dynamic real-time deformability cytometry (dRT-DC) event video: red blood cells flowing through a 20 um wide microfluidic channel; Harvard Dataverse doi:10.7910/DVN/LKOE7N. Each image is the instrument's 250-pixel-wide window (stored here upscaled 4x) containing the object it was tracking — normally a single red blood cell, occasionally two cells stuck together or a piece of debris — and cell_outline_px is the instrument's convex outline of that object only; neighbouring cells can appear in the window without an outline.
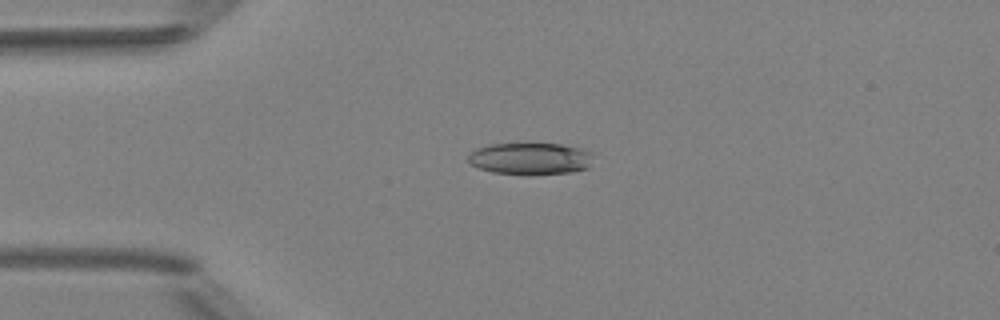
{"species": "Egyptian fruit bat (a non-hibernating species)", "species_latin": "Rousettus aegyptiacus", "temperature_condition": "room temperature", "stored_images_in_passage": 6, "camera_frame_rate_fps": 3000, "um_per_image_px": 0.085, "animal": {"sex": "female"}, "frame": {"image": 1, "passage_image": 3, "time_ms": 2.333, "image_size_px": [1000, 320], "cell_outline_px": [[592, 156], [588, 168], [572, 172], [528, 176], [492, 172], [480, 168], [472, 164], [468, 160], [468, 156], [476, 148], [488, 144], [560, 144], [580, 148], [592, 152]], "centroid_in_image_um": [45.08, 13.5], "position_along_channel_um": 39.9, "area_um2": 23.47}}
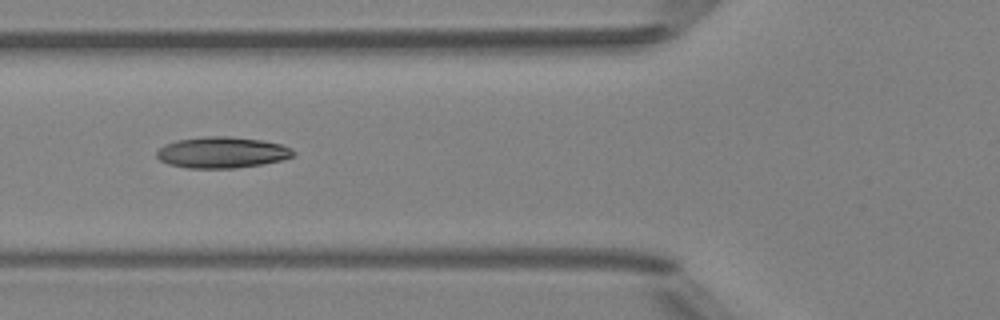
{"frame": {"image": 2, "passage_image": 5, "time_ms": 4.667, "image_size_px": [1000, 320], "cell_outline_px": [[296, 152], [292, 156], [280, 160], [260, 164], [232, 168], [188, 168], [168, 164], [160, 160], [156, 156], [156, 152], [164, 144], [176, 140], [208, 136], [228, 136], [260, 140], [280, 144], [292, 148]], "centroid_in_image_um": [18.83, 12.95], "position_along_channel_um": 107.0, "area_um2": 24.62}}
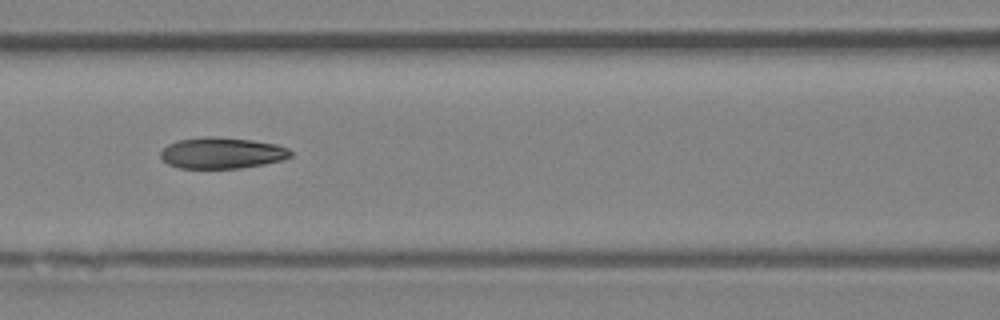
{"frame": {"image": 3, "passage_image": 6, "time_ms": 5.667, "image_size_px": [1000, 320], "cell_outline_px": [[292, 156], [280, 160], [264, 164], [240, 168], [180, 168], [168, 164], [160, 156], [160, 152], [168, 144], [176, 140], [208, 136], [216, 136], [252, 140], [276, 144], [288, 148], [292, 152]], "centroid_in_image_um": [18.85, 12.99], "position_along_channel_um": 147.7, "area_um2": 23.64}}